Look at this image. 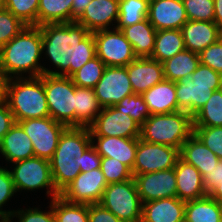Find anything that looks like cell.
Returning <instances> with one entry per match:
<instances>
[{
  "mask_svg": "<svg viewBox=\"0 0 222 222\" xmlns=\"http://www.w3.org/2000/svg\"><path fill=\"white\" fill-rule=\"evenodd\" d=\"M42 32V51L58 68L51 75L71 77L85 63L96 57L93 33L76 22L45 24ZM60 70V71H59Z\"/></svg>",
  "mask_w": 222,
  "mask_h": 222,
  "instance_id": "6da1fadb",
  "label": "cell"
},
{
  "mask_svg": "<svg viewBox=\"0 0 222 222\" xmlns=\"http://www.w3.org/2000/svg\"><path fill=\"white\" fill-rule=\"evenodd\" d=\"M42 53L41 29L27 25L0 48V71L8 79L21 77L26 72L29 77L48 74V69L38 62Z\"/></svg>",
  "mask_w": 222,
  "mask_h": 222,
  "instance_id": "7a4b0ae2",
  "label": "cell"
},
{
  "mask_svg": "<svg viewBox=\"0 0 222 222\" xmlns=\"http://www.w3.org/2000/svg\"><path fill=\"white\" fill-rule=\"evenodd\" d=\"M92 144L89 127H67L50 160L56 191L60 194L79 174L82 154Z\"/></svg>",
  "mask_w": 222,
  "mask_h": 222,
  "instance_id": "3957f363",
  "label": "cell"
},
{
  "mask_svg": "<svg viewBox=\"0 0 222 222\" xmlns=\"http://www.w3.org/2000/svg\"><path fill=\"white\" fill-rule=\"evenodd\" d=\"M5 101L16 122L50 117L43 74L38 77L9 78L6 84Z\"/></svg>",
  "mask_w": 222,
  "mask_h": 222,
  "instance_id": "277c9868",
  "label": "cell"
},
{
  "mask_svg": "<svg viewBox=\"0 0 222 222\" xmlns=\"http://www.w3.org/2000/svg\"><path fill=\"white\" fill-rule=\"evenodd\" d=\"M193 134V117L176 111L150 115L140 127V139L149 143L168 145L181 149Z\"/></svg>",
  "mask_w": 222,
  "mask_h": 222,
  "instance_id": "5b68a950",
  "label": "cell"
},
{
  "mask_svg": "<svg viewBox=\"0 0 222 222\" xmlns=\"http://www.w3.org/2000/svg\"><path fill=\"white\" fill-rule=\"evenodd\" d=\"M221 86L222 74L200 63L189 78L175 82L178 111L193 117Z\"/></svg>",
  "mask_w": 222,
  "mask_h": 222,
  "instance_id": "8992f818",
  "label": "cell"
},
{
  "mask_svg": "<svg viewBox=\"0 0 222 222\" xmlns=\"http://www.w3.org/2000/svg\"><path fill=\"white\" fill-rule=\"evenodd\" d=\"M50 117L67 127H75V88L71 77L43 74Z\"/></svg>",
  "mask_w": 222,
  "mask_h": 222,
  "instance_id": "52a82bcc",
  "label": "cell"
},
{
  "mask_svg": "<svg viewBox=\"0 0 222 222\" xmlns=\"http://www.w3.org/2000/svg\"><path fill=\"white\" fill-rule=\"evenodd\" d=\"M99 204L123 222H141L142 202L134 178L108 184Z\"/></svg>",
  "mask_w": 222,
  "mask_h": 222,
  "instance_id": "ba28073f",
  "label": "cell"
},
{
  "mask_svg": "<svg viewBox=\"0 0 222 222\" xmlns=\"http://www.w3.org/2000/svg\"><path fill=\"white\" fill-rule=\"evenodd\" d=\"M13 170H9L16 191L36 190L47 187V195L51 200L60 196L56 191L52 178L50 161L33 156L28 159L14 162ZM50 189V190H49Z\"/></svg>",
  "mask_w": 222,
  "mask_h": 222,
  "instance_id": "9c48e42d",
  "label": "cell"
},
{
  "mask_svg": "<svg viewBox=\"0 0 222 222\" xmlns=\"http://www.w3.org/2000/svg\"><path fill=\"white\" fill-rule=\"evenodd\" d=\"M18 123L31 139L34 156L50 161L67 126L52 117L28 119Z\"/></svg>",
  "mask_w": 222,
  "mask_h": 222,
  "instance_id": "30bf717a",
  "label": "cell"
},
{
  "mask_svg": "<svg viewBox=\"0 0 222 222\" xmlns=\"http://www.w3.org/2000/svg\"><path fill=\"white\" fill-rule=\"evenodd\" d=\"M96 56L106 66H127L136 57L131 43L123 32L114 28L93 32Z\"/></svg>",
  "mask_w": 222,
  "mask_h": 222,
  "instance_id": "8fae6325",
  "label": "cell"
},
{
  "mask_svg": "<svg viewBox=\"0 0 222 222\" xmlns=\"http://www.w3.org/2000/svg\"><path fill=\"white\" fill-rule=\"evenodd\" d=\"M180 150L168 145L149 143L139 138L132 175L168 170L176 166Z\"/></svg>",
  "mask_w": 222,
  "mask_h": 222,
  "instance_id": "7c38bea8",
  "label": "cell"
},
{
  "mask_svg": "<svg viewBox=\"0 0 222 222\" xmlns=\"http://www.w3.org/2000/svg\"><path fill=\"white\" fill-rule=\"evenodd\" d=\"M140 125L122 110L114 106L102 108L89 126L91 136L139 138Z\"/></svg>",
  "mask_w": 222,
  "mask_h": 222,
  "instance_id": "4fadbf2b",
  "label": "cell"
},
{
  "mask_svg": "<svg viewBox=\"0 0 222 222\" xmlns=\"http://www.w3.org/2000/svg\"><path fill=\"white\" fill-rule=\"evenodd\" d=\"M107 185L101 168L80 172L60 196L70 203L98 204Z\"/></svg>",
  "mask_w": 222,
  "mask_h": 222,
  "instance_id": "5bb4252c",
  "label": "cell"
},
{
  "mask_svg": "<svg viewBox=\"0 0 222 222\" xmlns=\"http://www.w3.org/2000/svg\"><path fill=\"white\" fill-rule=\"evenodd\" d=\"M93 89L103 108L114 106L124 97L134 93L126 66H106Z\"/></svg>",
  "mask_w": 222,
  "mask_h": 222,
  "instance_id": "9a60e30c",
  "label": "cell"
},
{
  "mask_svg": "<svg viewBox=\"0 0 222 222\" xmlns=\"http://www.w3.org/2000/svg\"><path fill=\"white\" fill-rule=\"evenodd\" d=\"M142 203L177 197L174 168L147 174L133 175Z\"/></svg>",
  "mask_w": 222,
  "mask_h": 222,
  "instance_id": "2e32d148",
  "label": "cell"
},
{
  "mask_svg": "<svg viewBox=\"0 0 222 222\" xmlns=\"http://www.w3.org/2000/svg\"><path fill=\"white\" fill-rule=\"evenodd\" d=\"M147 18L156 31L181 29L188 21L182 0L149 1Z\"/></svg>",
  "mask_w": 222,
  "mask_h": 222,
  "instance_id": "e0dca14e",
  "label": "cell"
},
{
  "mask_svg": "<svg viewBox=\"0 0 222 222\" xmlns=\"http://www.w3.org/2000/svg\"><path fill=\"white\" fill-rule=\"evenodd\" d=\"M133 92L142 95L164 77L163 63L150 57H137L126 66Z\"/></svg>",
  "mask_w": 222,
  "mask_h": 222,
  "instance_id": "ac0fdd59",
  "label": "cell"
},
{
  "mask_svg": "<svg viewBox=\"0 0 222 222\" xmlns=\"http://www.w3.org/2000/svg\"><path fill=\"white\" fill-rule=\"evenodd\" d=\"M118 6L119 0H92L75 22L83 25L90 33L109 29L112 21H118Z\"/></svg>",
  "mask_w": 222,
  "mask_h": 222,
  "instance_id": "d6986e66",
  "label": "cell"
},
{
  "mask_svg": "<svg viewBox=\"0 0 222 222\" xmlns=\"http://www.w3.org/2000/svg\"><path fill=\"white\" fill-rule=\"evenodd\" d=\"M95 140H97L96 144ZM138 140L139 138L91 136L92 146L101 157L117 159L131 171L135 162Z\"/></svg>",
  "mask_w": 222,
  "mask_h": 222,
  "instance_id": "ffe728a7",
  "label": "cell"
},
{
  "mask_svg": "<svg viewBox=\"0 0 222 222\" xmlns=\"http://www.w3.org/2000/svg\"><path fill=\"white\" fill-rule=\"evenodd\" d=\"M180 30L185 48L197 54L222 37L214 21L188 20Z\"/></svg>",
  "mask_w": 222,
  "mask_h": 222,
  "instance_id": "44dd1931",
  "label": "cell"
},
{
  "mask_svg": "<svg viewBox=\"0 0 222 222\" xmlns=\"http://www.w3.org/2000/svg\"><path fill=\"white\" fill-rule=\"evenodd\" d=\"M186 202L170 197L142 203L141 222H182Z\"/></svg>",
  "mask_w": 222,
  "mask_h": 222,
  "instance_id": "7402d4cb",
  "label": "cell"
},
{
  "mask_svg": "<svg viewBox=\"0 0 222 222\" xmlns=\"http://www.w3.org/2000/svg\"><path fill=\"white\" fill-rule=\"evenodd\" d=\"M176 175L177 197L182 201H191L207 195L203 178L193 165L179 158L174 167Z\"/></svg>",
  "mask_w": 222,
  "mask_h": 222,
  "instance_id": "603a6c76",
  "label": "cell"
},
{
  "mask_svg": "<svg viewBox=\"0 0 222 222\" xmlns=\"http://www.w3.org/2000/svg\"><path fill=\"white\" fill-rule=\"evenodd\" d=\"M142 96L151 115L178 111L175 82L164 79Z\"/></svg>",
  "mask_w": 222,
  "mask_h": 222,
  "instance_id": "cb8c5ba5",
  "label": "cell"
},
{
  "mask_svg": "<svg viewBox=\"0 0 222 222\" xmlns=\"http://www.w3.org/2000/svg\"><path fill=\"white\" fill-rule=\"evenodd\" d=\"M0 153L12 163L34 156L31 139L18 122L4 135L0 142Z\"/></svg>",
  "mask_w": 222,
  "mask_h": 222,
  "instance_id": "d4e9b609",
  "label": "cell"
},
{
  "mask_svg": "<svg viewBox=\"0 0 222 222\" xmlns=\"http://www.w3.org/2000/svg\"><path fill=\"white\" fill-rule=\"evenodd\" d=\"M180 158L193 165L202 177L219 162V158L192 134L180 149Z\"/></svg>",
  "mask_w": 222,
  "mask_h": 222,
  "instance_id": "484cf974",
  "label": "cell"
},
{
  "mask_svg": "<svg viewBox=\"0 0 222 222\" xmlns=\"http://www.w3.org/2000/svg\"><path fill=\"white\" fill-rule=\"evenodd\" d=\"M121 31L131 43L136 57H151L157 31L148 18L139 23L124 27Z\"/></svg>",
  "mask_w": 222,
  "mask_h": 222,
  "instance_id": "4316f807",
  "label": "cell"
},
{
  "mask_svg": "<svg viewBox=\"0 0 222 222\" xmlns=\"http://www.w3.org/2000/svg\"><path fill=\"white\" fill-rule=\"evenodd\" d=\"M93 88H75V127H89L102 111Z\"/></svg>",
  "mask_w": 222,
  "mask_h": 222,
  "instance_id": "83f0119b",
  "label": "cell"
},
{
  "mask_svg": "<svg viewBox=\"0 0 222 222\" xmlns=\"http://www.w3.org/2000/svg\"><path fill=\"white\" fill-rule=\"evenodd\" d=\"M200 64L199 54L184 49L163 62L164 77L172 82L189 78Z\"/></svg>",
  "mask_w": 222,
  "mask_h": 222,
  "instance_id": "f1b7e54d",
  "label": "cell"
},
{
  "mask_svg": "<svg viewBox=\"0 0 222 222\" xmlns=\"http://www.w3.org/2000/svg\"><path fill=\"white\" fill-rule=\"evenodd\" d=\"M222 205L210 195L187 201L184 219L189 222H220Z\"/></svg>",
  "mask_w": 222,
  "mask_h": 222,
  "instance_id": "f546056e",
  "label": "cell"
},
{
  "mask_svg": "<svg viewBox=\"0 0 222 222\" xmlns=\"http://www.w3.org/2000/svg\"><path fill=\"white\" fill-rule=\"evenodd\" d=\"M184 49L186 48L180 29L158 30L150 58L163 63Z\"/></svg>",
  "mask_w": 222,
  "mask_h": 222,
  "instance_id": "4dcf8cb0",
  "label": "cell"
},
{
  "mask_svg": "<svg viewBox=\"0 0 222 222\" xmlns=\"http://www.w3.org/2000/svg\"><path fill=\"white\" fill-rule=\"evenodd\" d=\"M73 0H39L37 26L71 23Z\"/></svg>",
  "mask_w": 222,
  "mask_h": 222,
  "instance_id": "1f68e13d",
  "label": "cell"
},
{
  "mask_svg": "<svg viewBox=\"0 0 222 222\" xmlns=\"http://www.w3.org/2000/svg\"><path fill=\"white\" fill-rule=\"evenodd\" d=\"M222 126V90L214 91L205 105L193 116V127Z\"/></svg>",
  "mask_w": 222,
  "mask_h": 222,
  "instance_id": "d6a6232c",
  "label": "cell"
},
{
  "mask_svg": "<svg viewBox=\"0 0 222 222\" xmlns=\"http://www.w3.org/2000/svg\"><path fill=\"white\" fill-rule=\"evenodd\" d=\"M119 18L116 29L136 24L145 20L148 16V0H119Z\"/></svg>",
  "mask_w": 222,
  "mask_h": 222,
  "instance_id": "836d02e7",
  "label": "cell"
},
{
  "mask_svg": "<svg viewBox=\"0 0 222 222\" xmlns=\"http://www.w3.org/2000/svg\"><path fill=\"white\" fill-rule=\"evenodd\" d=\"M55 222H88V204L70 203L61 196L53 198Z\"/></svg>",
  "mask_w": 222,
  "mask_h": 222,
  "instance_id": "e575fe53",
  "label": "cell"
},
{
  "mask_svg": "<svg viewBox=\"0 0 222 222\" xmlns=\"http://www.w3.org/2000/svg\"><path fill=\"white\" fill-rule=\"evenodd\" d=\"M106 65L99 57H94L76 71L71 79L78 87L94 88L101 79Z\"/></svg>",
  "mask_w": 222,
  "mask_h": 222,
  "instance_id": "d590c367",
  "label": "cell"
},
{
  "mask_svg": "<svg viewBox=\"0 0 222 222\" xmlns=\"http://www.w3.org/2000/svg\"><path fill=\"white\" fill-rule=\"evenodd\" d=\"M39 0H3L2 7L18 17L26 25L37 26Z\"/></svg>",
  "mask_w": 222,
  "mask_h": 222,
  "instance_id": "8d00e7d4",
  "label": "cell"
},
{
  "mask_svg": "<svg viewBox=\"0 0 222 222\" xmlns=\"http://www.w3.org/2000/svg\"><path fill=\"white\" fill-rule=\"evenodd\" d=\"M114 107L117 110H122L127 113V115L131 116L140 126L151 115L143 96L136 93L124 97L119 103L115 104Z\"/></svg>",
  "mask_w": 222,
  "mask_h": 222,
  "instance_id": "74e56055",
  "label": "cell"
},
{
  "mask_svg": "<svg viewBox=\"0 0 222 222\" xmlns=\"http://www.w3.org/2000/svg\"><path fill=\"white\" fill-rule=\"evenodd\" d=\"M100 168L107 184L123 182L133 178L131 170L114 158L101 157Z\"/></svg>",
  "mask_w": 222,
  "mask_h": 222,
  "instance_id": "f35d334b",
  "label": "cell"
},
{
  "mask_svg": "<svg viewBox=\"0 0 222 222\" xmlns=\"http://www.w3.org/2000/svg\"><path fill=\"white\" fill-rule=\"evenodd\" d=\"M25 26L18 17L5 8H0V48L15 37Z\"/></svg>",
  "mask_w": 222,
  "mask_h": 222,
  "instance_id": "ab89813d",
  "label": "cell"
},
{
  "mask_svg": "<svg viewBox=\"0 0 222 222\" xmlns=\"http://www.w3.org/2000/svg\"><path fill=\"white\" fill-rule=\"evenodd\" d=\"M188 20L214 21V0H182Z\"/></svg>",
  "mask_w": 222,
  "mask_h": 222,
  "instance_id": "60d3db41",
  "label": "cell"
},
{
  "mask_svg": "<svg viewBox=\"0 0 222 222\" xmlns=\"http://www.w3.org/2000/svg\"><path fill=\"white\" fill-rule=\"evenodd\" d=\"M193 134L219 159H222V126L193 127Z\"/></svg>",
  "mask_w": 222,
  "mask_h": 222,
  "instance_id": "b9f144b4",
  "label": "cell"
},
{
  "mask_svg": "<svg viewBox=\"0 0 222 222\" xmlns=\"http://www.w3.org/2000/svg\"><path fill=\"white\" fill-rule=\"evenodd\" d=\"M10 171L0 167V219H9L13 211L2 210L1 207L16 193Z\"/></svg>",
  "mask_w": 222,
  "mask_h": 222,
  "instance_id": "7bdbcfd3",
  "label": "cell"
},
{
  "mask_svg": "<svg viewBox=\"0 0 222 222\" xmlns=\"http://www.w3.org/2000/svg\"><path fill=\"white\" fill-rule=\"evenodd\" d=\"M200 63L222 74V37L205 48L200 54Z\"/></svg>",
  "mask_w": 222,
  "mask_h": 222,
  "instance_id": "ee69618b",
  "label": "cell"
},
{
  "mask_svg": "<svg viewBox=\"0 0 222 222\" xmlns=\"http://www.w3.org/2000/svg\"><path fill=\"white\" fill-rule=\"evenodd\" d=\"M50 210L47 212L40 211L37 207L34 209L29 208L25 210L14 211L8 220L13 217L19 218V222H55V215L53 212V199L50 202Z\"/></svg>",
  "mask_w": 222,
  "mask_h": 222,
  "instance_id": "f6af8a7d",
  "label": "cell"
},
{
  "mask_svg": "<svg viewBox=\"0 0 222 222\" xmlns=\"http://www.w3.org/2000/svg\"><path fill=\"white\" fill-rule=\"evenodd\" d=\"M88 222H123L112 212L98 204L88 205Z\"/></svg>",
  "mask_w": 222,
  "mask_h": 222,
  "instance_id": "bcb514c9",
  "label": "cell"
},
{
  "mask_svg": "<svg viewBox=\"0 0 222 222\" xmlns=\"http://www.w3.org/2000/svg\"><path fill=\"white\" fill-rule=\"evenodd\" d=\"M205 192L209 195L220 183H222V159L203 177Z\"/></svg>",
  "mask_w": 222,
  "mask_h": 222,
  "instance_id": "7dc6e473",
  "label": "cell"
},
{
  "mask_svg": "<svg viewBox=\"0 0 222 222\" xmlns=\"http://www.w3.org/2000/svg\"><path fill=\"white\" fill-rule=\"evenodd\" d=\"M101 156L92 146V144L82 154V165L80 172H88L100 168Z\"/></svg>",
  "mask_w": 222,
  "mask_h": 222,
  "instance_id": "c3c4849f",
  "label": "cell"
},
{
  "mask_svg": "<svg viewBox=\"0 0 222 222\" xmlns=\"http://www.w3.org/2000/svg\"><path fill=\"white\" fill-rule=\"evenodd\" d=\"M15 122L13 113L10 111L6 101L0 103V142Z\"/></svg>",
  "mask_w": 222,
  "mask_h": 222,
  "instance_id": "681fc988",
  "label": "cell"
},
{
  "mask_svg": "<svg viewBox=\"0 0 222 222\" xmlns=\"http://www.w3.org/2000/svg\"><path fill=\"white\" fill-rule=\"evenodd\" d=\"M92 0H73L72 2V22H75L84 12L87 5Z\"/></svg>",
  "mask_w": 222,
  "mask_h": 222,
  "instance_id": "f907efd6",
  "label": "cell"
},
{
  "mask_svg": "<svg viewBox=\"0 0 222 222\" xmlns=\"http://www.w3.org/2000/svg\"><path fill=\"white\" fill-rule=\"evenodd\" d=\"M214 22L222 32V0H214Z\"/></svg>",
  "mask_w": 222,
  "mask_h": 222,
  "instance_id": "816d5d0a",
  "label": "cell"
},
{
  "mask_svg": "<svg viewBox=\"0 0 222 222\" xmlns=\"http://www.w3.org/2000/svg\"><path fill=\"white\" fill-rule=\"evenodd\" d=\"M7 80L8 78L0 71V103L5 101Z\"/></svg>",
  "mask_w": 222,
  "mask_h": 222,
  "instance_id": "f5cc1de1",
  "label": "cell"
},
{
  "mask_svg": "<svg viewBox=\"0 0 222 222\" xmlns=\"http://www.w3.org/2000/svg\"><path fill=\"white\" fill-rule=\"evenodd\" d=\"M209 195L222 205V183H220Z\"/></svg>",
  "mask_w": 222,
  "mask_h": 222,
  "instance_id": "db71d44e",
  "label": "cell"
},
{
  "mask_svg": "<svg viewBox=\"0 0 222 222\" xmlns=\"http://www.w3.org/2000/svg\"><path fill=\"white\" fill-rule=\"evenodd\" d=\"M0 222H12V221L8 219H0Z\"/></svg>",
  "mask_w": 222,
  "mask_h": 222,
  "instance_id": "11a10c76",
  "label": "cell"
},
{
  "mask_svg": "<svg viewBox=\"0 0 222 222\" xmlns=\"http://www.w3.org/2000/svg\"><path fill=\"white\" fill-rule=\"evenodd\" d=\"M3 5V0H0V8L2 7Z\"/></svg>",
  "mask_w": 222,
  "mask_h": 222,
  "instance_id": "9f6ffc18",
  "label": "cell"
}]
</instances>
